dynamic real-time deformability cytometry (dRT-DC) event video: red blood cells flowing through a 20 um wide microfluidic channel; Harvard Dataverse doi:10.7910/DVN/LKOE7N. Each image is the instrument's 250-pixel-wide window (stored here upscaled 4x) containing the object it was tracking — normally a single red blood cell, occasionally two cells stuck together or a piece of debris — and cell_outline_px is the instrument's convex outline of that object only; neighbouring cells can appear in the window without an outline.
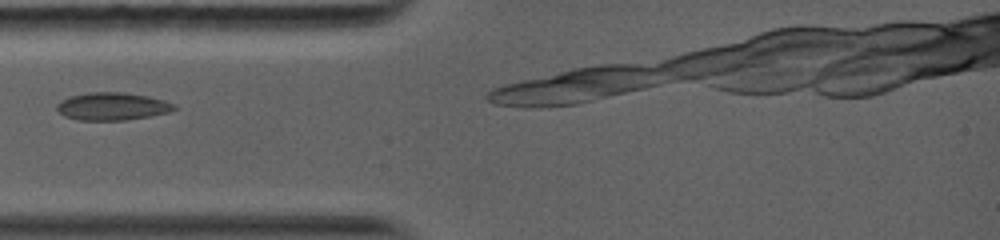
{"species": "common noctule bat (a hibernating species)", "species_latin": "Nyctalus noctula", "temperature_condition": "warm", "stored_images_in_passage": 17, "camera_frame_rate_fps": 5000, "um_per_image_px": 0.085, "animal": {"sex": "female", "body_mass_g": 19.0, "forearm_length_mm": 56.7}, "frame": {"image": 1, "passage_image": 3, "time_ms": 1.2, "image_size_px": [1000, 240], "cell_outline_px": [[176, 108], [168, 112], [148, 116], [124, 120], [76, 120], [64, 116], [56, 108], [56, 104], [60, 100], [72, 96], [88, 92], [124, 92], [148, 96], [164, 100], [176, 104]], "centroid_in_image_um": [9.52, 9.03], "position_along_channel_um": 75.5, "area_um2": 18.9}}
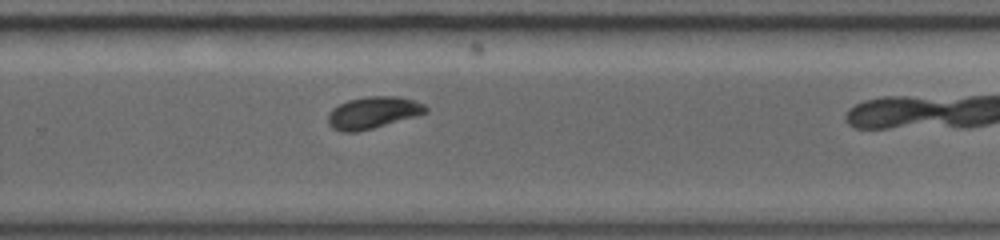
{"frame": {"image": 2, "passage_image": 12, "time_ms": 6.6, "image_size_px": [1000, 240], "cell_outline_px": [[428, 112], [416, 116], [372, 128], [356, 132], [344, 132], [332, 128], [328, 124], [328, 112], [332, 108], [348, 100], [368, 96], [400, 96], [424, 104], [428, 108]], "centroid_in_image_um": [31.69, 9.57], "position_along_channel_um": 298.1, "area_um2": 18.09}}
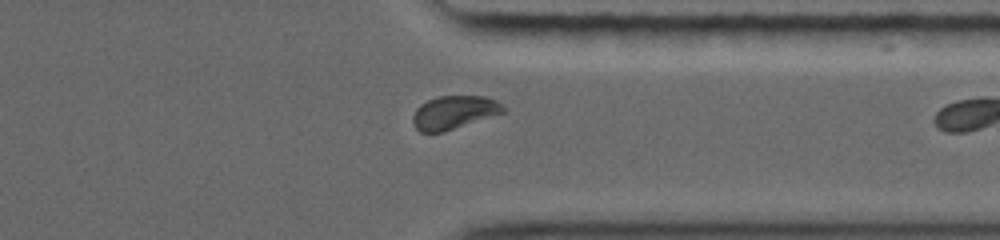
{"frame": {"image": 3, "passage_image": 15, "time_ms": 8.4, "image_size_px": [1000, 240], "cell_outline_px": [[504, 112], [444, 132], [420, 132], [416, 128], [412, 120], [412, 116], [416, 108], [420, 104], [428, 100], [440, 96], [484, 96], [496, 100], [504, 104]], "centroid_in_image_um": [38.58, 9.55], "position_along_channel_um": 372.8, "area_um2": 17.51}, "authors_computed_cell_mechanics": {"area_um2": 18.0914, "velocity_mm_per_s": 4.127, "shape_relaxation_time_tau1_ms": 6.1779, "shape_relaxation_time_tau2_ms": null, "deformation_change_tau1": 0.1313, "deformation_change_tau2": null}}